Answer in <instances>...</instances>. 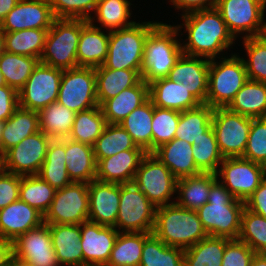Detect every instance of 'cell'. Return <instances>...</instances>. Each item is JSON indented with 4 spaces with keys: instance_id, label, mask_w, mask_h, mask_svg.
Returning a JSON list of instances; mask_svg holds the SVG:
<instances>
[{
    "instance_id": "obj_1",
    "label": "cell",
    "mask_w": 266,
    "mask_h": 266,
    "mask_svg": "<svg viewBox=\"0 0 266 266\" xmlns=\"http://www.w3.org/2000/svg\"><path fill=\"white\" fill-rule=\"evenodd\" d=\"M188 42L182 47L184 55L212 60L233 44L221 13L216 9L198 10L183 14Z\"/></svg>"
},
{
    "instance_id": "obj_2",
    "label": "cell",
    "mask_w": 266,
    "mask_h": 266,
    "mask_svg": "<svg viewBox=\"0 0 266 266\" xmlns=\"http://www.w3.org/2000/svg\"><path fill=\"white\" fill-rule=\"evenodd\" d=\"M245 202L236 199L217 179L210 188L207 203L197 210L208 236L238 239Z\"/></svg>"
},
{
    "instance_id": "obj_3",
    "label": "cell",
    "mask_w": 266,
    "mask_h": 266,
    "mask_svg": "<svg viewBox=\"0 0 266 266\" xmlns=\"http://www.w3.org/2000/svg\"><path fill=\"white\" fill-rule=\"evenodd\" d=\"M152 233L166 245L184 250L208 236L197 211L186 209L176 203L156 208Z\"/></svg>"
},
{
    "instance_id": "obj_4",
    "label": "cell",
    "mask_w": 266,
    "mask_h": 266,
    "mask_svg": "<svg viewBox=\"0 0 266 266\" xmlns=\"http://www.w3.org/2000/svg\"><path fill=\"white\" fill-rule=\"evenodd\" d=\"M179 26L158 23L145 40L141 78L147 84L166 78L184 54L182 45L176 40Z\"/></svg>"
},
{
    "instance_id": "obj_5",
    "label": "cell",
    "mask_w": 266,
    "mask_h": 266,
    "mask_svg": "<svg viewBox=\"0 0 266 266\" xmlns=\"http://www.w3.org/2000/svg\"><path fill=\"white\" fill-rule=\"evenodd\" d=\"M159 22L134 23L109 31L108 53L104 66L113 70H136L141 74L145 40Z\"/></svg>"
},
{
    "instance_id": "obj_6",
    "label": "cell",
    "mask_w": 266,
    "mask_h": 266,
    "mask_svg": "<svg viewBox=\"0 0 266 266\" xmlns=\"http://www.w3.org/2000/svg\"><path fill=\"white\" fill-rule=\"evenodd\" d=\"M81 19L56 18L49 28L40 63L61 70L78 67Z\"/></svg>"
},
{
    "instance_id": "obj_7",
    "label": "cell",
    "mask_w": 266,
    "mask_h": 266,
    "mask_svg": "<svg viewBox=\"0 0 266 266\" xmlns=\"http://www.w3.org/2000/svg\"><path fill=\"white\" fill-rule=\"evenodd\" d=\"M221 63L210 60L206 104L226 108L248 80L243 58L233 55Z\"/></svg>"
},
{
    "instance_id": "obj_8",
    "label": "cell",
    "mask_w": 266,
    "mask_h": 266,
    "mask_svg": "<svg viewBox=\"0 0 266 266\" xmlns=\"http://www.w3.org/2000/svg\"><path fill=\"white\" fill-rule=\"evenodd\" d=\"M156 206L132 182L120 184V204L115 228L122 232L152 233Z\"/></svg>"
},
{
    "instance_id": "obj_9",
    "label": "cell",
    "mask_w": 266,
    "mask_h": 266,
    "mask_svg": "<svg viewBox=\"0 0 266 266\" xmlns=\"http://www.w3.org/2000/svg\"><path fill=\"white\" fill-rule=\"evenodd\" d=\"M252 126V118L234 113L227 108H214L212 127L221 155L242 157Z\"/></svg>"
},
{
    "instance_id": "obj_10",
    "label": "cell",
    "mask_w": 266,
    "mask_h": 266,
    "mask_svg": "<svg viewBox=\"0 0 266 266\" xmlns=\"http://www.w3.org/2000/svg\"><path fill=\"white\" fill-rule=\"evenodd\" d=\"M265 8L266 0H218L216 6L234 38L240 32L248 33L244 38L264 35Z\"/></svg>"
},
{
    "instance_id": "obj_11",
    "label": "cell",
    "mask_w": 266,
    "mask_h": 266,
    "mask_svg": "<svg viewBox=\"0 0 266 266\" xmlns=\"http://www.w3.org/2000/svg\"><path fill=\"white\" fill-rule=\"evenodd\" d=\"M88 183L72 182L56 190L49 209L43 216L46 224H81L88 220Z\"/></svg>"
},
{
    "instance_id": "obj_12",
    "label": "cell",
    "mask_w": 266,
    "mask_h": 266,
    "mask_svg": "<svg viewBox=\"0 0 266 266\" xmlns=\"http://www.w3.org/2000/svg\"><path fill=\"white\" fill-rule=\"evenodd\" d=\"M57 102L78 113L97 107L95 68L63 70Z\"/></svg>"
},
{
    "instance_id": "obj_13",
    "label": "cell",
    "mask_w": 266,
    "mask_h": 266,
    "mask_svg": "<svg viewBox=\"0 0 266 266\" xmlns=\"http://www.w3.org/2000/svg\"><path fill=\"white\" fill-rule=\"evenodd\" d=\"M133 183L156 207L165 206L176 192L177 178L152 153L142 159Z\"/></svg>"
},
{
    "instance_id": "obj_14",
    "label": "cell",
    "mask_w": 266,
    "mask_h": 266,
    "mask_svg": "<svg viewBox=\"0 0 266 266\" xmlns=\"http://www.w3.org/2000/svg\"><path fill=\"white\" fill-rule=\"evenodd\" d=\"M62 73L61 69L39 62L25 85L18 91L19 107L39 112L57 102Z\"/></svg>"
},
{
    "instance_id": "obj_15",
    "label": "cell",
    "mask_w": 266,
    "mask_h": 266,
    "mask_svg": "<svg viewBox=\"0 0 266 266\" xmlns=\"http://www.w3.org/2000/svg\"><path fill=\"white\" fill-rule=\"evenodd\" d=\"M216 176L238 200L245 202L263 182L264 165L242 157H227L221 162Z\"/></svg>"
},
{
    "instance_id": "obj_16",
    "label": "cell",
    "mask_w": 266,
    "mask_h": 266,
    "mask_svg": "<svg viewBox=\"0 0 266 266\" xmlns=\"http://www.w3.org/2000/svg\"><path fill=\"white\" fill-rule=\"evenodd\" d=\"M51 140L41 130L24 138L4 154L5 171L20 176L38 175Z\"/></svg>"
},
{
    "instance_id": "obj_17",
    "label": "cell",
    "mask_w": 266,
    "mask_h": 266,
    "mask_svg": "<svg viewBox=\"0 0 266 266\" xmlns=\"http://www.w3.org/2000/svg\"><path fill=\"white\" fill-rule=\"evenodd\" d=\"M13 243V256L32 266H60L46 223L21 234Z\"/></svg>"
},
{
    "instance_id": "obj_18",
    "label": "cell",
    "mask_w": 266,
    "mask_h": 266,
    "mask_svg": "<svg viewBox=\"0 0 266 266\" xmlns=\"http://www.w3.org/2000/svg\"><path fill=\"white\" fill-rule=\"evenodd\" d=\"M55 19L49 0H19L6 15L0 28L3 32L49 29Z\"/></svg>"
},
{
    "instance_id": "obj_19",
    "label": "cell",
    "mask_w": 266,
    "mask_h": 266,
    "mask_svg": "<svg viewBox=\"0 0 266 266\" xmlns=\"http://www.w3.org/2000/svg\"><path fill=\"white\" fill-rule=\"evenodd\" d=\"M120 230L89 220L81 223L83 266L107 263Z\"/></svg>"
},
{
    "instance_id": "obj_20",
    "label": "cell",
    "mask_w": 266,
    "mask_h": 266,
    "mask_svg": "<svg viewBox=\"0 0 266 266\" xmlns=\"http://www.w3.org/2000/svg\"><path fill=\"white\" fill-rule=\"evenodd\" d=\"M88 220L105 226L116 225L120 204V184L93 180L88 183Z\"/></svg>"
},
{
    "instance_id": "obj_21",
    "label": "cell",
    "mask_w": 266,
    "mask_h": 266,
    "mask_svg": "<svg viewBox=\"0 0 266 266\" xmlns=\"http://www.w3.org/2000/svg\"><path fill=\"white\" fill-rule=\"evenodd\" d=\"M199 58V59H198ZM210 60L182 55L167 78L183 83L184 87L201 103L206 104Z\"/></svg>"
},
{
    "instance_id": "obj_22",
    "label": "cell",
    "mask_w": 266,
    "mask_h": 266,
    "mask_svg": "<svg viewBox=\"0 0 266 266\" xmlns=\"http://www.w3.org/2000/svg\"><path fill=\"white\" fill-rule=\"evenodd\" d=\"M145 150H124L116 155L97 161L95 179L106 183H132Z\"/></svg>"
},
{
    "instance_id": "obj_23",
    "label": "cell",
    "mask_w": 266,
    "mask_h": 266,
    "mask_svg": "<svg viewBox=\"0 0 266 266\" xmlns=\"http://www.w3.org/2000/svg\"><path fill=\"white\" fill-rule=\"evenodd\" d=\"M43 223V215L19 199L0 210V238L13 242Z\"/></svg>"
},
{
    "instance_id": "obj_24",
    "label": "cell",
    "mask_w": 266,
    "mask_h": 266,
    "mask_svg": "<svg viewBox=\"0 0 266 266\" xmlns=\"http://www.w3.org/2000/svg\"><path fill=\"white\" fill-rule=\"evenodd\" d=\"M93 24V19H81V34L77 47L79 67L97 68L104 64L109 43V33Z\"/></svg>"
},
{
    "instance_id": "obj_25",
    "label": "cell",
    "mask_w": 266,
    "mask_h": 266,
    "mask_svg": "<svg viewBox=\"0 0 266 266\" xmlns=\"http://www.w3.org/2000/svg\"><path fill=\"white\" fill-rule=\"evenodd\" d=\"M59 265L83 266L81 224H47Z\"/></svg>"
},
{
    "instance_id": "obj_26",
    "label": "cell",
    "mask_w": 266,
    "mask_h": 266,
    "mask_svg": "<svg viewBox=\"0 0 266 266\" xmlns=\"http://www.w3.org/2000/svg\"><path fill=\"white\" fill-rule=\"evenodd\" d=\"M149 98L154 106L183 112L201 103L184 87L183 83L160 78L149 83Z\"/></svg>"
},
{
    "instance_id": "obj_27",
    "label": "cell",
    "mask_w": 266,
    "mask_h": 266,
    "mask_svg": "<svg viewBox=\"0 0 266 266\" xmlns=\"http://www.w3.org/2000/svg\"><path fill=\"white\" fill-rule=\"evenodd\" d=\"M193 145L174 138L161 145L152 154L160 160L177 178L194 176L202 173L193 159Z\"/></svg>"
},
{
    "instance_id": "obj_28",
    "label": "cell",
    "mask_w": 266,
    "mask_h": 266,
    "mask_svg": "<svg viewBox=\"0 0 266 266\" xmlns=\"http://www.w3.org/2000/svg\"><path fill=\"white\" fill-rule=\"evenodd\" d=\"M149 99V84L141 80L136 86L124 89L106 100L101 110L108 124H120L134 109Z\"/></svg>"
},
{
    "instance_id": "obj_29",
    "label": "cell",
    "mask_w": 266,
    "mask_h": 266,
    "mask_svg": "<svg viewBox=\"0 0 266 266\" xmlns=\"http://www.w3.org/2000/svg\"><path fill=\"white\" fill-rule=\"evenodd\" d=\"M66 169L72 182L95 180L96 166L93 147L65 138Z\"/></svg>"
},
{
    "instance_id": "obj_30",
    "label": "cell",
    "mask_w": 266,
    "mask_h": 266,
    "mask_svg": "<svg viewBox=\"0 0 266 266\" xmlns=\"http://www.w3.org/2000/svg\"><path fill=\"white\" fill-rule=\"evenodd\" d=\"M96 96L98 105L117 96L124 89L136 86L141 80V74L136 70H113L104 65L95 68Z\"/></svg>"
},
{
    "instance_id": "obj_31",
    "label": "cell",
    "mask_w": 266,
    "mask_h": 266,
    "mask_svg": "<svg viewBox=\"0 0 266 266\" xmlns=\"http://www.w3.org/2000/svg\"><path fill=\"white\" fill-rule=\"evenodd\" d=\"M39 130V113L18 107L13 115L5 121L0 142V154L4 155L24 138Z\"/></svg>"
},
{
    "instance_id": "obj_32",
    "label": "cell",
    "mask_w": 266,
    "mask_h": 266,
    "mask_svg": "<svg viewBox=\"0 0 266 266\" xmlns=\"http://www.w3.org/2000/svg\"><path fill=\"white\" fill-rule=\"evenodd\" d=\"M226 108L252 119L266 118V83L248 79Z\"/></svg>"
},
{
    "instance_id": "obj_33",
    "label": "cell",
    "mask_w": 266,
    "mask_h": 266,
    "mask_svg": "<svg viewBox=\"0 0 266 266\" xmlns=\"http://www.w3.org/2000/svg\"><path fill=\"white\" fill-rule=\"evenodd\" d=\"M218 179L213 173H200L177 179L176 191L179 196L177 205L197 211L207 203L211 185Z\"/></svg>"
},
{
    "instance_id": "obj_34",
    "label": "cell",
    "mask_w": 266,
    "mask_h": 266,
    "mask_svg": "<svg viewBox=\"0 0 266 266\" xmlns=\"http://www.w3.org/2000/svg\"><path fill=\"white\" fill-rule=\"evenodd\" d=\"M154 104L149 98L141 106L134 109L119 125L131 136L133 142L152 153V120Z\"/></svg>"
},
{
    "instance_id": "obj_35",
    "label": "cell",
    "mask_w": 266,
    "mask_h": 266,
    "mask_svg": "<svg viewBox=\"0 0 266 266\" xmlns=\"http://www.w3.org/2000/svg\"><path fill=\"white\" fill-rule=\"evenodd\" d=\"M214 109L208 104L180 112L178 127L174 138L194 144L212 127Z\"/></svg>"
},
{
    "instance_id": "obj_36",
    "label": "cell",
    "mask_w": 266,
    "mask_h": 266,
    "mask_svg": "<svg viewBox=\"0 0 266 266\" xmlns=\"http://www.w3.org/2000/svg\"><path fill=\"white\" fill-rule=\"evenodd\" d=\"M66 168L65 138L52 139L38 175L59 190L72 183Z\"/></svg>"
},
{
    "instance_id": "obj_37",
    "label": "cell",
    "mask_w": 266,
    "mask_h": 266,
    "mask_svg": "<svg viewBox=\"0 0 266 266\" xmlns=\"http://www.w3.org/2000/svg\"><path fill=\"white\" fill-rule=\"evenodd\" d=\"M151 234L119 232L107 263L112 266H139L144 241Z\"/></svg>"
},
{
    "instance_id": "obj_38",
    "label": "cell",
    "mask_w": 266,
    "mask_h": 266,
    "mask_svg": "<svg viewBox=\"0 0 266 266\" xmlns=\"http://www.w3.org/2000/svg\"><path fill=\"white\" fill-rule=\"evenodd\" d=\"M39 128L51 139L68 138L76 112L58 102L51 103L39 112Z\"/></svg>"
},
{
    "instance_id": "obj_39",
    "label": "cell",
    "mask_w": 266,
    "mask_h": 266,
    "mask_svg": "<svg viewBox=\"0 0 266 266\" xmlns=\"http://www.w3.org/2000/svg\"><path fill=\"white\" fill-rule=\"evenodd\" d=\"M230 240L207 236L184 250V266H221L224 249Z\"/></svg>"
},
{
    "instance_id": "obj_40",
    "label": "cell",
    "mask_w": 266,
    "mask_h": 266,
    "mask_svg": "<svg viewBox=\"0 0 266 266\" xmlns=\"http://www.w3.org/2000/svg\"><path fill=\"white\" fill-rule=\"evenodd\" d=\"M49 29H25L15 32H3L5 51L36 57L40 60Z\"/></svg>"
},
{
    "instance_id": "obj_41",
    "label": "cell",
    "mask_w": 266,
    "mask_h": 266,
    "mask_svg": "<svg viewBox=\"0 0 266 266\" xmlns=\"http://www.w3.org/2000/svg\"><path fill=\"white\" fill-rule=\"evenodd\" d=\"M107 122L100 106L76 113L69 139L94 146Z\"/></svg>"
},
{
    "instance_id": "obj_42",
    "label": "cell",
    "mask_w": 266,
    "mask_h": 266,
    "mask_svg": "<svg viewBox=\"0 0 266 266\" xmlns=\"http://www.w3.org/2000/svg\"><path fill=\"white\" fill-rule=\"evenodd\" d=\"M124 150H144L138 147L127 131L119 124H106L102 134L96 140L93 151L96 162L111 157Z\"/></svg>"
},
{
    "instance_id": "obj_43",
    "label": "cell",
    "mask_w": 266,
    "mask_h": 266,
    "mask_svg": "<svg viewBox=\"0 0 266 266\" xmlns=\"http://www.w3.org/2000/svg\"><path fill=\"white\" fill-rule=\"evenodd\" d=\"M40 60L36 57L18 55L4 51L0 56V71L7 86L17 92L25 85Z\"/></svg>"
},
{
    "instance_id": "obj_44",
    "label": "cell",
    "mask_w": 266,
    "mask_h": 266,
    "mask_svg": "<svg viewBox=\"0 0 266 266\" xmlns=\"http://www.w3.org/2000/svg\"><path fill=\"white\" fill-rule=\"evenodd\" d=\"M139 266H184V249L168 246L152 233L144 241Z\"/></svg>"
},
{
    "instance_id": "obj_45",
    "label": "cell",
    "mask_w": 266,
    "mask_h": 266,
    "mask_svg": "<svg viewBox=\"0 0 266 266\" xmlns=\"http://www.w3.org/2000/svg\"><path fill=\"white\" fill-rule=\"evenodd\" d=\"M56 189L39 175L20 176L19 199L35 208L43 216L55 196Z\"/></svg>"
},
{
    "instance_id": "obj_46",
    "label": "cell",
    "mask_w": 266,
    "mask_h": 266,
    "mask_svg": "<svg viewBox=\"0 0 266 266\" xmlns=\"http://www.w3.org/2000/svg\"><path fill=\"white\" fill-rule=\"evenodd\" d=\"M192 151L194 162L202 173L216 174L224 157L219 151L213 127L200 140L194 142Z\"/></svg>"
},
{
    "instance_id": "obj_47",
    "label": "cell",
    "mask_w": 266,
    "mask_h": 266,
    "mask_svg": "<svg viewBox=\"0 0 266 266\" xmlns=\"http://www.w3.org/2000/svg\"><path fill=\"white\" fill-rule=\"evenodd\" d=\"M128 0H99L95 8V17L99 23L110 31L126 28L134 24L128 21L131 16Z\"/></svg>"
},
{
    "instance_id": "obj_48",
    "label": "cell",
    "mask_w": 266,
    "mask_h": 266,
    "mask_svg": "<svg viewBox=\"0 0 266 266\" xmlns=\"http://www.w3.org/2000/svg\"><path fill=\"white\" fill-rule=\"evenodd\" d=\"M238 239L245 242L255 253L266 254V218L245 207Z\"/></svg>"
},
{
    "instance_id": "obj_49",
    "label": "cell",
    "mask_w": 266,
    "mask_h": 266,
    "mask_svg": "<svg viewBox=\"0 0 266 266\" xmlns=\"http://www.w3.org/2000/svg\"><path fill=\"white\" fill-rule=\"evenodd\" d=\"M249 60H244L247 78L266 83V36L244 38Z\"/></svg>"
},
{
    "instance_id": "obj_50",
    "label": "cell",
    "mask_w": 266,
    "mask_h": 266,
    "mask_svg": "<svg viewBox=\"0 0 266 266\" xmlns=\"http://www.w3.org/2000/svg\"><path fill=\"white\" fill-rule=\"evenodd\" d=\"M180 112L154 106L152 120V153L161 145L174 139Z\"/></svg>"
},
{
    "instance_id": "obj_51",
    "label": "cell",
    "mask_w": 266,
    "mask_h": 266,
    "mask_svg": "<svg viewBox=\"0 0 266 266\" xmlns=\"http://www.w3.org/2000/svg\"><path fill=\"white\" fill-rule=\"evenodd\" d=\"M242 158L266 165V118L252 119L247 146Z\"/></svg>"
},
{
    "instance_id": "obj_52",
    "label": "cell",
    "mask_w": 266,
    "mask_h": 266,
    "mask_svg": "<svg viewBox=\"0 0 266 266\" xmlns=\"http://www.w3.org/2000/svg\"><path fill=\"white\" fill-rule=\"evenodd\" d=\"M55 18L85 19L93 18L89 13L99 0H49ZM90 14V15H89Z\"/></svg>"
},
{
    "instance_id": "obj_53",
    "label": "cell",
    "mask_w": 266,
    "mask_h": 266,
    "mask_svg": "<svg viewBox=\"0 0 266 266\" xmlns=\"http://www.w3.org/2000/svg\"><path fill=\"white\" fill-rule=\"evenodd\" d=\"M255 252L239 239H231L224 249L221 266H250Z\"/></svg>"
},
{
    "instance_id": "obj_54",
    "label": "cell",
    "mask_w": 266,
    "mask_h": 266,
    "mask_svg": "<svg viewBox=\"0 0 266 266\" xmlns=\"http://www.w3.org/2000/svg\"><path fill=\"white\" fill-rule=\"evenodd\" d=\"M20 175L4 171L0 175V210L19 200Z\"/></svg>"
},
{
    "instance_id": "obj_55",
    "label": "cell",
    "mask_w": 266,
    "mask_h": 266,
    "mask_svg": "<svg viewBox=\"0 0 266 266\" xmlns=\"http://www.w3.org/2000/svg\"><path fill=\"white\" fill-rule=\"evenodd\" d=\"M18 107V92L10 86H0V120L6 121Z\"/></svg>"
},
{
    "instance_id": "obj_56",
    "label": "cell",
    "mask_w": 266,
    "mask_h": 266,
    "mask_svg": "<svg viewBox=\"0 0 266 266\" xmlns=\"http://www.w3.org/2000/svg\"><path fill=\"white\" fill-rule=\"evenodd\" d=\"M245 207L266 218V182L263 181L245 201Z\"/></svg>"
},
{
    "instance_id": "obj_57",
    "label": "cell",
    "mask_w": 266,
    "mask_h": 266,
    "mask_svg": "<svg viewBox=\"0 0 266 266\" xmlns=\"http://www.w3.org/2000/svg\"><path fill=\"white\" fill-rule=\"evenodd\" d=\"M218 0H171L175 8L185 9V14L198 10L214 9ZM208 2V3H207Z\"/></svg>"
},
{
    "instance_id": "obj_58",
    "label": "cell",
    "mask_w": 266,
    "mask_h": 266,
    "mask_svg": "<svg viewBox=\"0 0 266 266\" xmlns=\"http://www.w3.org/2000/svg\"><path fill=\"white\" fill-rule=\"evenodd\" d=\"M13 257V243L0 238V266Z\"/></svg>"
},
{
    "instance_id": "obj_59",
    "label": "cell",
    "mask_w": 266,
    "mask_h": 266,
    "mask_svg": "<svg viewBox=\"0 0 266 266\" xmlns=\"http://www.w3.org/2000/svg\"><path fill=\"white\" fill-rule=\"evenodd\" d=\"M18 2L19 0H0V24Z\"/></svg>"
},
{
    "instance_id": "obj_60",
    "label": "cell",
    "mask_w": 266,
    "mask_h": 266,
    "mask_svg": "<svg viewBox=\"0 0 266 266\" xmlns=\"http://www.w3.org/2000/svg\"><path fill=\"white\" fill-rule=\"evenodd\" d=\"M250 266H266V254L255 253L251 260Z\"/></svg>"
},
{
    "instance_id": "obj_61",
    "label": "cell",
    "mask_w": 266,
    "mask_h": 266,
    "mask_svg": "<svg viewBox=\"0 0 266 266\" xmlns=\"http://www.w3.org/2000/svg\"><path fill=\"white\" fill-rule=\"evenodd\" d=\"M12 266H32L22 260L17 259L16 257H12Z\"/></svg>"
},
{
    "instance_id": "obj_62",
    "label": "cell",
    "mask_w": 266,
    "mask_h": 266,
    "mask_svg": "<svg viewBox=\"0 0 266 266\" xmlns=\"http://www.w3.org/2000/svg\"><path fill=\"white\" fill-rule=\"evenodd\" d=\"M5 46H4V35L3 31L0 28V56L4 53Z\"/></svg>"
},
{
    "instance_id": "obj_63",
    "label": "cell",
    "mask_w": 266,
    "mask_h": 266,
    "mask_svg": "<svg viewBox=\"0 0 266 266\" xmlns=\"http://www.w3.org/2000/svg\"><path fill=\"white\" fill-rule=\"evenodd\" d=\"M5 171L4 155L0 154V175Z\"/></svg>"
},
{
    "instance_id": "obj_64",
    "label": "cell",
    "mask_w": 266,
    "mask_h": 266,
    "mask_svg": "<svg viewBox=\"0 0 266 266\" xmlns=\"http://www.w3.org/2000/svg\"><path fill=\"white\" fill-rule=\"evenodd\" d=\"M4 125H5V121L0 120V142H1L2 132L4 130Z\"/></svg>"
},
{
    "instance_id": "obj_65",
    "label": "cell",
    "mask_w": 266,
    "mask_h": 266,
    "mask_svg": "<svg viewBox=\"0 0 266 266\" xmlns=\"http://www.w3.org/2000/svg\"><path fill=\"white\" fill-rule=\"evenodd\" d=\"M4 85H6V82H5V80H4V76H3V74H2L1 71H0V86H4Z\"/></svg>"
},
{
    "instance_id": "obj_66",
    "label": "cell",
    "mask_w": 266,
    "mask_h": 266,
    "mask_svg": "<svg viewBox=\"0 0 266 266\" xmlns=\"http://www.w3.org/2000/svg\"><path fill=\"white\" fill-rule=\"evenodd\" d=\"M91 266H112V265H109L108 263H103V264H94Z\"/></svg>"
},
{
    "instance_id": "obj_67",
    "label": "cell",
    "mask_w": 266,
    "mask_h": 266,
    "mask_svg": "<svg viewBox=\"0 0 266 266\" xmlns=\"http://www.w3.org/2000/svg\"><path fill=\"white\" fill-rule=\"evenodd\" d=\"M263 181L266 182V165H264Z\"/></svg>"
},
{
    "instance_id": "obj_68",
    "label": "cell",
    "mask_w": 266,
    "mask_h": 266,
    "mask_svg": "<svg viewBox=\"0 0 266 266\" xmlns=\"http://www.w3.org/2000/svg\"><path fill=\"white\" fill-rule=\"evenodd\" d=\"M2 266H12V258L6 264H4Z\"/></svg>"
},
{
    "instance_id": "obj_69",
    "label": "cell",
    "mask_w": 266,
    "mask_h": 266,
    "mask_svg": "<svg viewBox=\"0 0 266 266\" xmlns=\"http://www.w3.org/2000/svg\"><path fill=\"white\" fill-rule=\"evenodd\" d=\"M264 35L266 36V23H265V32H264Z\"/></svg>"
}]
</instances>
